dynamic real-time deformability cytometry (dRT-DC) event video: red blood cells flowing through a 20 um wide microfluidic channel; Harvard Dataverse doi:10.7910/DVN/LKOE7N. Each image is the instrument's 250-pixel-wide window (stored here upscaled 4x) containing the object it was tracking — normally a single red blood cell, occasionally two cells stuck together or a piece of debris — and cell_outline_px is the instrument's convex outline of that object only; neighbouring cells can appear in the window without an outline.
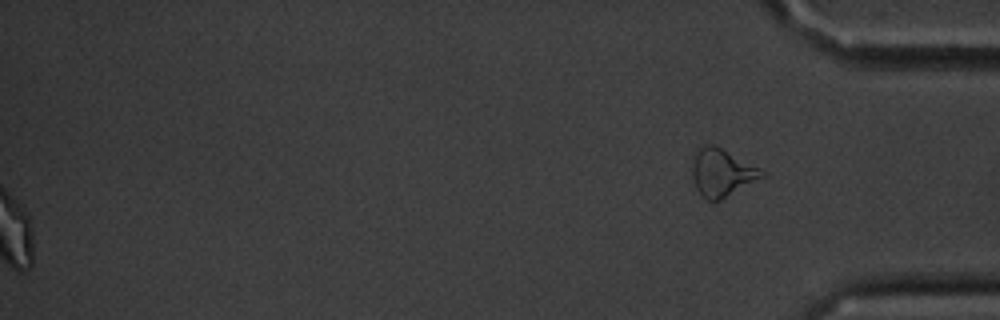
{"species": "common noctule bat (a hibernating species)", "species_latin": "Nyctalus noctula", "temperature_condition": "cold", "stored_images_in_passage": 60, "segment_of_instrument_passage": [2, 2], "camera_frame_rate_fps": 3000, "um_per_image_px": 0.085, "animal": {"sex": "male", "body_mass_g": 20.1, "forearm_length_mm": 53.5}, "frame": {"image": 1, "passage_image": 60, "time_ms": 19.667, "image_size_px": [1000, 320], "cell_outline_px": [[768, 172], [764, 176], [720, 200], [708, 200], [700, 196], [692, 180], [692, 164], [696, 152], [704, 144], [712, 144]], "centroid_in_image_um": [61.33, 14.69], "position_along_channel_um": 373.9, "area_um2": 19.07}}